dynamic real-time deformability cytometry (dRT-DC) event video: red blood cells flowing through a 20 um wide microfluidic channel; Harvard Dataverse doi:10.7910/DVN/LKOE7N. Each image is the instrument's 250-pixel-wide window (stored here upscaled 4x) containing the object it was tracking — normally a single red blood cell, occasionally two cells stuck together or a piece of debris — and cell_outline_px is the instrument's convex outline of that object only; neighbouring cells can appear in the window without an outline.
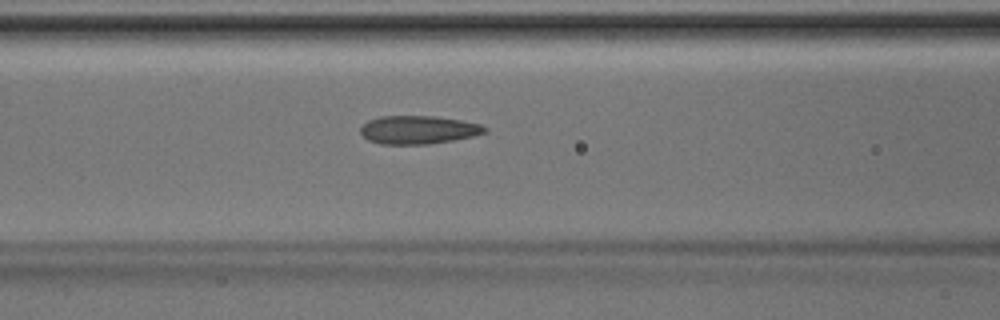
{"species": "Egyptian fruit bat (a non-hibernating species)", "species_latin": "Rousettus aegyptiacus", "temperature_condition": "room temperature", "stored_images_in_passage": 43, "camera_frame_rate_fps": 3000, "um_per_image_px": 0.085, "animal": {"sex": "male"}, "frame": {"image": 1, "passage_image": 16, "time_ms": 5.0, "image_size_px": [1000, 320], "cell_outline_px": [[488, 132], [476, 136], [428, 144], [380, 144], [368, 140], [360, 132], [360, 128], [368, 120], [380, 116], [436, 116], [460, 120], [480, 124], [488, 128]], "centroid_in_image_um": [35.58, 11.03], "position_along_channel_um": 131.0, "area_um2": 20.58}}
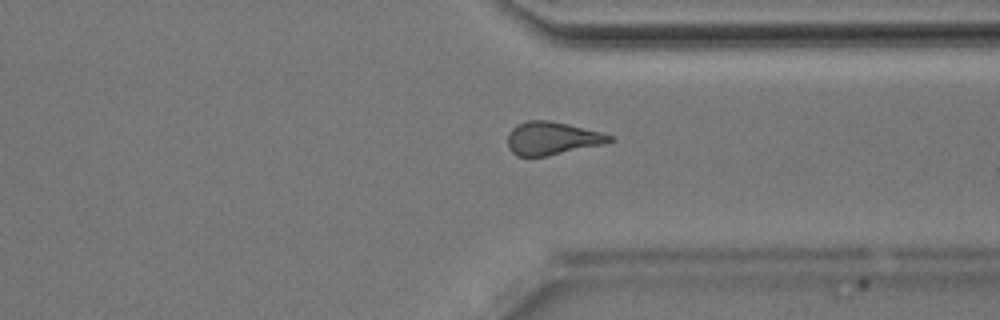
{"frame": {"image": 2, "passage_image": 32, "time_ms": 10.333, "image_size_px": [1000, 320], "cell_outline_px": [[616, 140], [604, 144], [544, 156], [516, 156], [508, 148], [508, 132], [516, 124], [528, 120], [548, 120], [568, 124], [600, 132], [612, 136]], "centroid_in_image_um": [46.9, 11.75], "position_along_channel_um": 364.5, "area_um2": 19.54}}
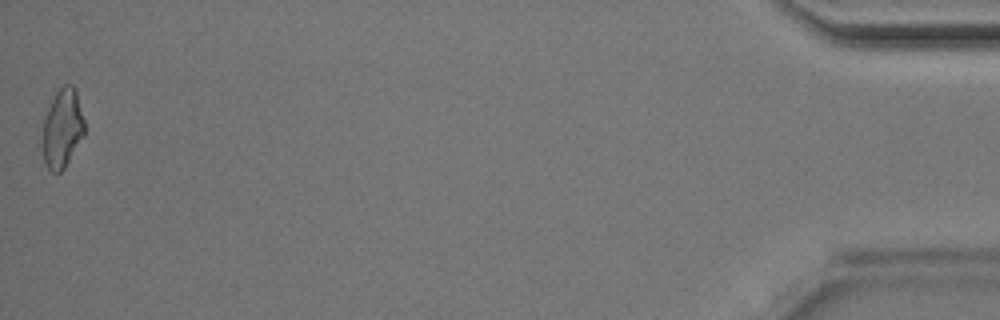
{"frame": {"image": 3, "passage_image": 43, "time_ms": 14.0, "image_size_px": [1000, 320], "cell_outline_px": [[84, 136], [64, 168], [60, 172], [52, 172], [48, 168], [36, 144], [48, 108], [56, 92], [64, 84], [72, 84], [76, 92], [84, 120]], "centroid_in_image_um": [5.22, 10.97], "position_along_channel_um": 430.0, "area_um2": 19.94}}